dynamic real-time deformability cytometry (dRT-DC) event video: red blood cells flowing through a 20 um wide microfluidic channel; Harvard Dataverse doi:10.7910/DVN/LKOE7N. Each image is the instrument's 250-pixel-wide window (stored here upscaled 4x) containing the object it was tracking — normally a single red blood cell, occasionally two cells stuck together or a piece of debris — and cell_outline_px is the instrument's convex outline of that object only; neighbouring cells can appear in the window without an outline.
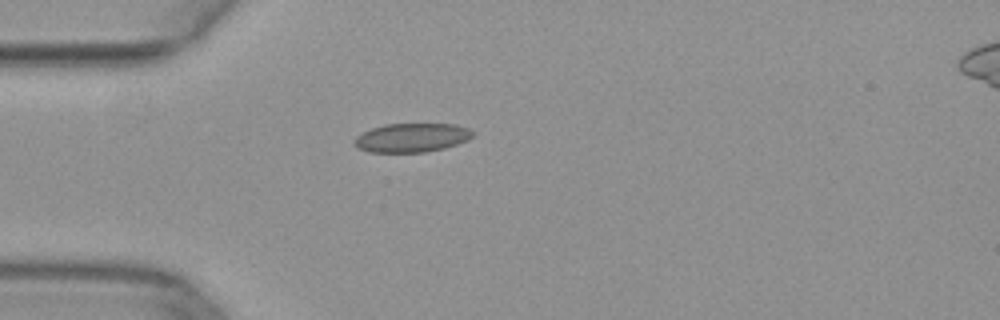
{"species": "common noctule bat (a hibernating species)", "species_latin": "Nyctalus noctula", "temperature_condition": "warm", "stored_images_in_passage": 37, "camera_frame_rate_fps": 3000, "um_per_image_px": 0.085, "animal": {"sex": "female", "body_mass_g": 29.2, "forearm_length_mm": 56.3}, "frame": {"image": 1, "passage_image": 1, "time_ms": 0.0, "image_size_px": [1000, 320], "cell_outline_px": [[476, 132], [468, 140], [444, 148], [424, 152], [368, 152], [356, 148], [352, 144], [352, 140], [356, 136], [372, 128], [384, 124], [456, 124], [468, 128]], "centroid_in_image_um": [34.97, 11.7], "position_along_channel_um": 50.0, "area_um2": 20.11}}
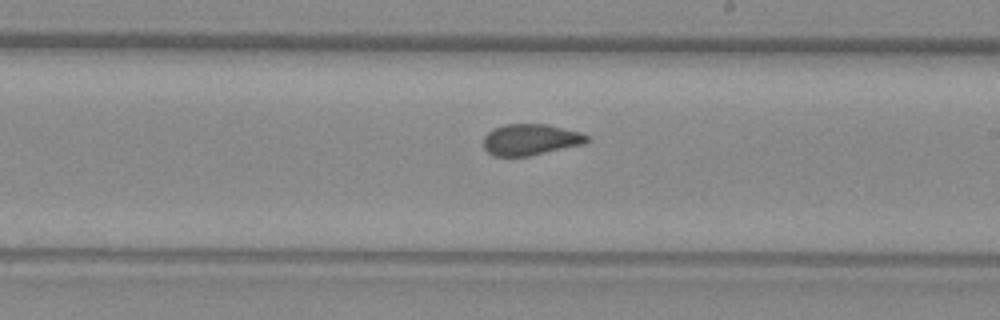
{"frame": {"image": 2, "passage_image": 16, "time_ms": 5.0, "image_size_px": [1000, 320], "cell_outline_px": [[592, 140], [584, 144], [528, 156], [492, 156], [484, 148], [484, 136], [492, 128], [504, 124], [544, 124], [580, 132], [588, 136]], "centroid_in_image_um": [45.08, 11.87], "position_along_channel_um": 243.9, "area_um2": 18.84}}
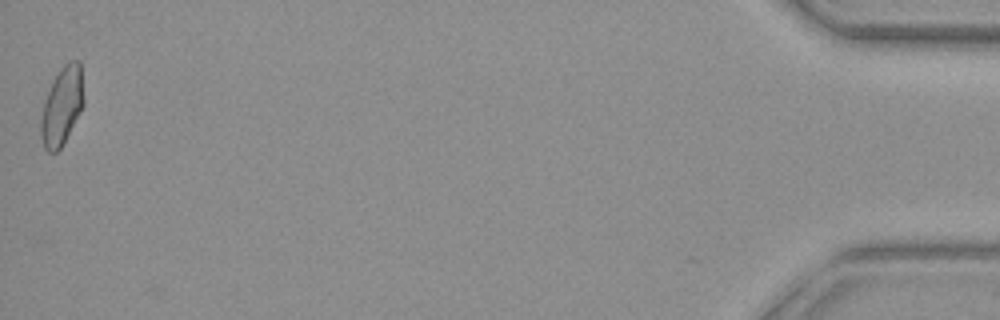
{"frame": {"image": 3, "passage_image": 37, "time_ms": 12.0, "image_size_px": [1000, 320], "cell_outline_px": [[84, 104], [80, 112], [60, 148], [56, 152], [48, 152], [44, 148], [40, 136], [40, 120], [44, 100], [52, 80], [64, 64], [68, 60], [80, 60], [84, 100]], "centroid_in_image_um": [5.25, 8.98], "position_along_channel_um": 430.0, "area_um2": 19.54}}